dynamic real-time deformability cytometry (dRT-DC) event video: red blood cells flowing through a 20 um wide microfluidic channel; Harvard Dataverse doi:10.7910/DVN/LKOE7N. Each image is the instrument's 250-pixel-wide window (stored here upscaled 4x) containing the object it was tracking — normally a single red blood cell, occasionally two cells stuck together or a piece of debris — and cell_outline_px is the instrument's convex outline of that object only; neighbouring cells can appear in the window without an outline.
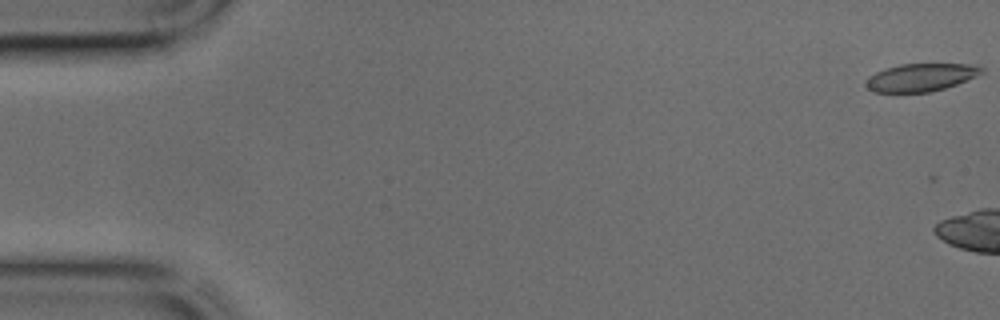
{"species": "common noctule bat (a hibernating species)", "species_latin": "Nyctalus noctula", "temperature_condition": "cold", "stored_images_in_passage": 5, "camera_frame_rate_fps": 3000, "um_per_image_px": 0.085, "animal": {"sex": "male", "body_mass_g": 17.9, "forearm_length_mm": 54.2}, "frame": {"image": 1, "passage_image": 1, "time_ms": 0.0, "image_size_px": [1000, 320], "cell_outline_px": [[984, 72], [976, 76], [956, 84], [944, 88], [928, 92], [872, 92], [864, 84], [864, 80], [868, 76], [884, 68], [900, 64], [976, 64], [984, 68]], "centroid_in_image_um": [78.24, 6.57], "position_along_channel_um": 6.8, "area_um2": 18.84}}